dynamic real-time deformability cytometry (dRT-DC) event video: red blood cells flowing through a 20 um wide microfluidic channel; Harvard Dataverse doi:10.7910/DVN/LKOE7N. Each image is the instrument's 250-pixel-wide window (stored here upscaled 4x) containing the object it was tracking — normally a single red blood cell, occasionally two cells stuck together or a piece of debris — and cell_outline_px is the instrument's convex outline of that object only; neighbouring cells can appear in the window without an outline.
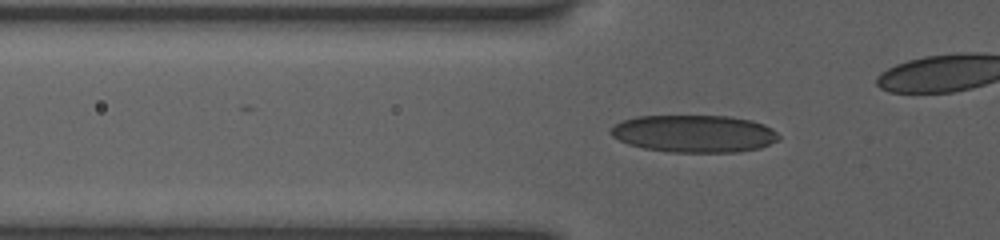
{"species": "human", "species_latin": "Homo sapiens", "temperature_condition": "room temperature", "stored_images_in_passage": 44, "camera_frame_rate_fps": 3000, "um_per_image_px": 0.085, "donor": {"sex": "female"}, "frame": {"image": 1, "passage_image": 18, "time_ms": 5.667, "image_size_px": [1000, 240], "cell_outline_px": [[780, 140], [760, 148], [736, 152], [668, 152], [644, 148], [628, 144], [612, 136], [608, 132], [620, 120], [636, 116], [728, 116], [752, 120], [764, 124], [772, 128], [780, 136]], "centroid_in_image_um": [59.01, 11.36], "position_along_channel_um": 66.8, "area_um2": 36.82}}
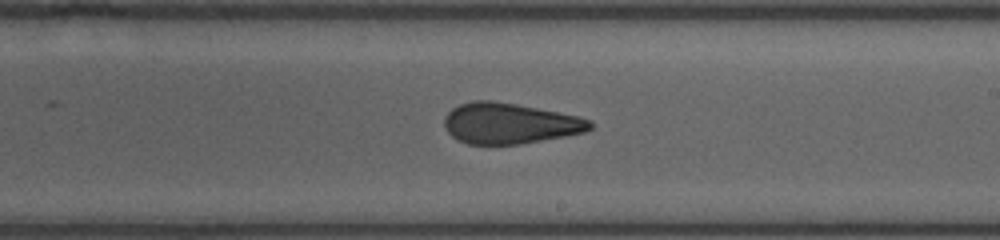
{"frame": {"image": 2, "passage_image": 32, "time_ms": 10.333, "image_size_px": [1000, 240], "cell_outline_px": [[592, 128], [584, 132], [564, 136], [520, 144], [468, 144], [452, 136], [448, 132], [444, 124], [444, 116], [452, 108], [460, 104], [472, 100], [492, 100], [516, 104], [580, 116], [592, 120]], "centroid_in_image_um": [43.32, 10.48], "position_along_channel_um": 245.7, "area_um2": 34.56}}
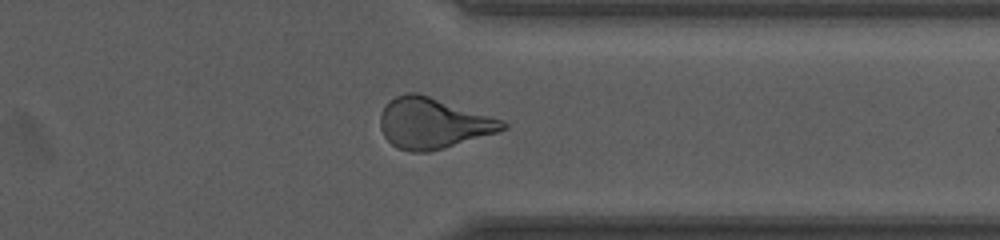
{"frame": {"image": 3, "passage_image": 42, "time_ms": 13.667, "image_size_px": [1000, 240], "cell_outline_px": [[508, 128], [496, 132], [444, 148], [428, 152], [412, 152], [396, 148], [384, 136], [380, 128], [380, 112], [384, 104], [388, 100], [396, 96], [408, 92], [416, 92], [504, 120], [508, 124]], "centroid_in_image_um": [36.76, 10.47], "position_along_channel_um": 374.6, "area_um2": 36.13}}